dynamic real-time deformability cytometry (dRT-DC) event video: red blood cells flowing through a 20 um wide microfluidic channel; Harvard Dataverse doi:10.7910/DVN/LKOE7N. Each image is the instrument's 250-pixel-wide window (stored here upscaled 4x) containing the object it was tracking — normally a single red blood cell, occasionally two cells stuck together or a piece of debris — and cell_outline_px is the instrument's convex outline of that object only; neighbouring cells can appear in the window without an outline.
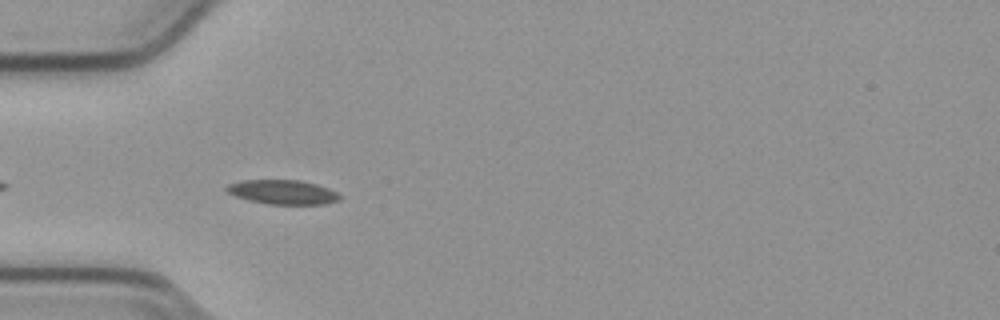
{"species": "common noctule bat (a hibernating species)", "species_latin": "Nyctalus noctula", "temperature_condition": "cold", "stored_images_in_passage": 40, "camera_frame_rate_fps": 3000, "um_per_image_px": 0.085, "animal": {"sex": "male", "body_mass_g": 23.1, "forearm_length_mm": 52.7}, "frame": {"image": 1, "passage_image": 3, "time_ms": 0.667, "image_size_px": [1000, 320], "cell_outline_px": [[340, 200], [324, 204], [268, 204], [248, 200], [236, 196], [228, 192], [224, 188], [228, 184], [244, 180], [300, 180], [316, 184], [328, 188], [336, 192], [340, 196]], "centroid_in_image_um": [24.02, 16.32], "position_along_channel_um": 61.0, "area_um2": 15.95}}
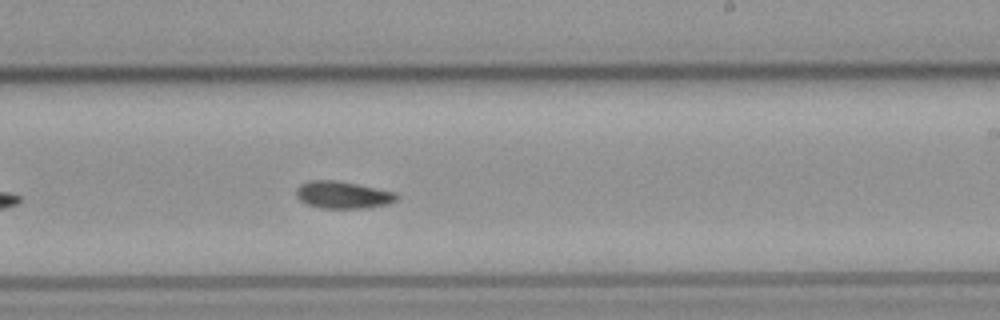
{"frame": {"image": 2, "passage_image": 19, "time_ms": 6.0, "image_size_px": [1000, 320], "cell_outline_px": [[400, 196], [396, 200], [388, 204], [368, 208], [320, 208], [308, 204], [300, 200], [296, 196], [296, 188], [300, 184], [312, 180], [332, 180], [356, 184], [396, 192]], "centroid_in_image_um": [29.15, 16.57], "position_along_channel_um": 259.8, "area_um2": 15.9}}
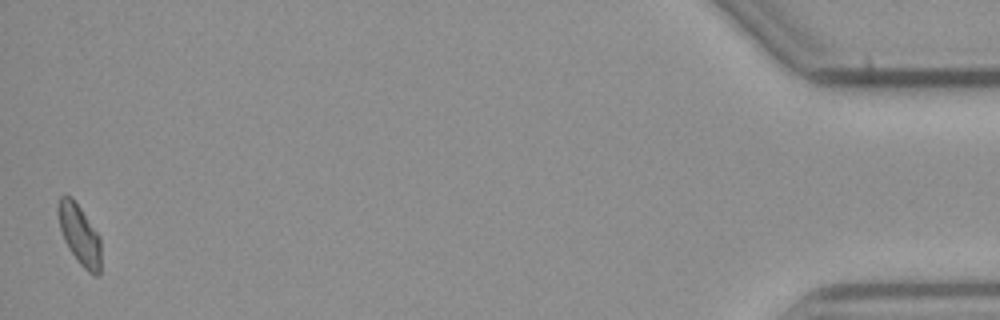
{"frame": {"image": 3, "passage_image": 40, "time_ms": 13.0, "image_size_px": [1000, 320], "cell_outline_px": [[100, 276], [96, 276], [88, 272], [80, 264], [68, 248], [64, 240], [60, 228], [56, 208], [60, 196], [72, 196], [100, 236]], "centroid_in_image_um": [6.75, 19.94], "position_along_channel_um": 428.5, "area_um2": 15.09}}